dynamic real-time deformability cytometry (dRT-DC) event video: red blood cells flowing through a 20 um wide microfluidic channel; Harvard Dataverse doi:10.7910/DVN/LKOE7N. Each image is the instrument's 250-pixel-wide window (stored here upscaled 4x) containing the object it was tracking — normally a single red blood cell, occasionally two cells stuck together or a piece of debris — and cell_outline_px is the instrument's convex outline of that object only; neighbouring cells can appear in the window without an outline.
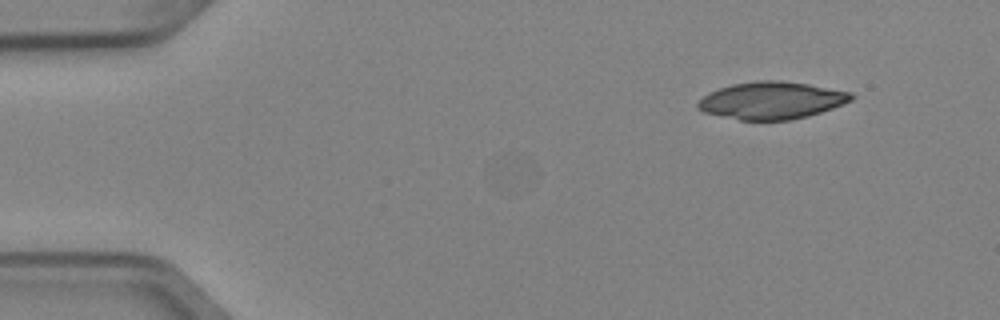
{"species": "Egyptian fruit bat (a non-hibernating species)", "species_latin": "Rousettus aegyptiacus", "temperature_condition": "cold", "stored_images_in_passage": 4, "camera_frame_rate_fps": 3000, "um_per_image_px": 0.085, "animal": {"sex": "female"}, "frame": {"image": 1, "passage_image": 1, "time_ms": 0.0, "image_size_px": [1000, 320], "cell_outline_px": [[856, 96], [852, 100], [832, 108], [808, 116], [788, 120], [740, 120], [704, 112], [696, 104], [708, 92], [732, 84], [756, 80], [780, 80], [808, 84], [852, 92]], "centroid_in_image_um": [65.61, 8.52], "position_along_channel_um": 19.4, "area_um2": 33.23}}